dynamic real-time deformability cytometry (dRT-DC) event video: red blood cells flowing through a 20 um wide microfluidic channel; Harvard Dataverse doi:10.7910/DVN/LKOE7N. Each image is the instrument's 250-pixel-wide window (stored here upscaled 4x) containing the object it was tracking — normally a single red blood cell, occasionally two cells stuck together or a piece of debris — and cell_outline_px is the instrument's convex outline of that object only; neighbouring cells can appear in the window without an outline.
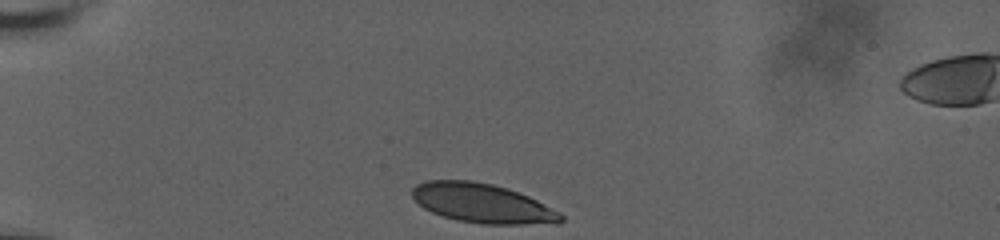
{"species": "human", "species_latin": "Homo sapiens", "temperature_condition": "room temperature", "stored_images_in_passage": 11, "camera_frame_rate_fps": 3000, "um_per_image_px": 0.085, "donor": {"sex": "male"}, "frame": {"image": 1, "passage_image": 1, "time_ms": 0.0, "image_size_px": [1000, 240], "cell_outline_px": [[564, 220], [560, 224], [480, 224], [456, 220], [432, 212], [424, 208], [412, 196], [412, 188], [416, 184], [424, 180], [472, 180], [492, 184], [508, 188], [528, 196], [560, 212], [564, 216]], "centroid_in_image_um": [41.02, 17.28], "position_along_channel_um": 44.0, "area_um2": 34.28}}
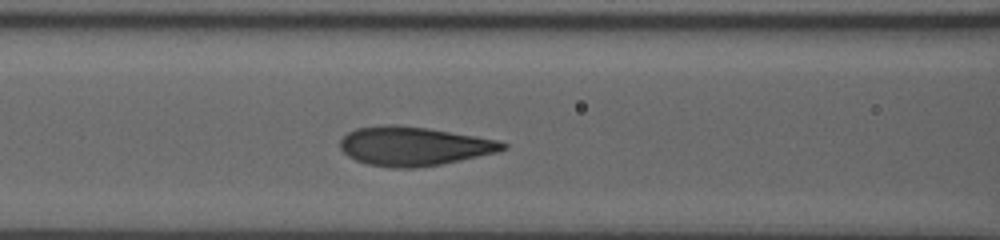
{"frame": {"image": 2, "passage_image": 8, "time_ms": 3.667, "image_size_px": [1000, 240], "cell_outline_px": [[508, 148], [500, 152], [440, 164], [416, 168], [392, 168], [368, 164], [356, 160], [348, 156], [340, 148], [340, 140], [348, 132], [356, 128], [428, 128], [500, 140], [508, 144]], "centroid_in_image_um": [35.27, 12.47], "position_along_channel_um": 131.3, "area_um2": 35.95}}
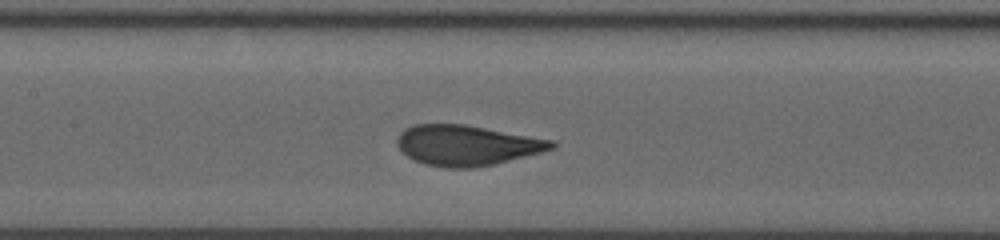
{"frame": {"image": 3, "passage_image": 10, "time_ms": 4.667, "image_size_px": [1000, 240], "cell_outline_px": [[556, 148], [496, 164], [472, 168], [444, 168], [424, 164], [400, 152], [396, 144], [396, 136], [404, 128], [412, 124], [464, 124], [556, 140]], "centroid_in_image_um": [39.66, 12.35], "position_along_channel_um": 167.7, "area_um2": 36.82}}